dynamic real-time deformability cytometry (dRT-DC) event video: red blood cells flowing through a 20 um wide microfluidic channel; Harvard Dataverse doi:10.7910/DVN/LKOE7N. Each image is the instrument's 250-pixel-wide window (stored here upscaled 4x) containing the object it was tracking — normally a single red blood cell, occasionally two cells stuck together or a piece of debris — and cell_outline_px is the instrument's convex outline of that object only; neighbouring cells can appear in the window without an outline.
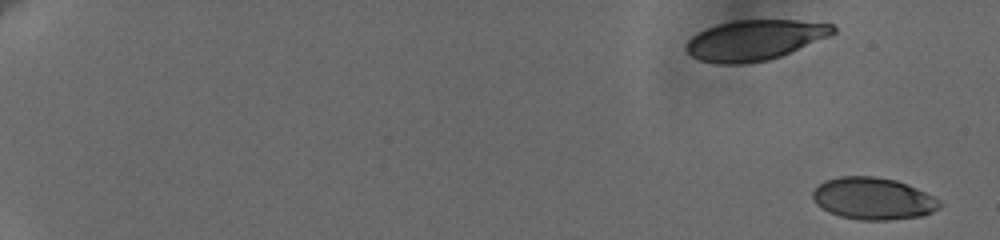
{"species": "human", "species_latin": "Homo sapiens", "temperature_condition": "cold", "stored_images_in_passage": 2, "camera_frame_rate_fps": 3000, "um_per_image_px": 0.085, "donor": {"sex": "female"}, "frame": {"image": 1, "passage_image": 2, "time_ms": 1.0, "image_size_px": [1000, 240], "cell_outline_px": [[944, 204], [940, 208], [924, 216], [888, 220], [860, 220], [840, 216], [828, 212], [816, 204], [812, 196], [812, 192], [824, 180], [840, 176], [876, 176], [896, 180], [916, 188], [940, 200]], "centroid_in_image_um": [74.23, 16.88], "position_along_channel_um": 10.8, "area_um2": 31.27}}